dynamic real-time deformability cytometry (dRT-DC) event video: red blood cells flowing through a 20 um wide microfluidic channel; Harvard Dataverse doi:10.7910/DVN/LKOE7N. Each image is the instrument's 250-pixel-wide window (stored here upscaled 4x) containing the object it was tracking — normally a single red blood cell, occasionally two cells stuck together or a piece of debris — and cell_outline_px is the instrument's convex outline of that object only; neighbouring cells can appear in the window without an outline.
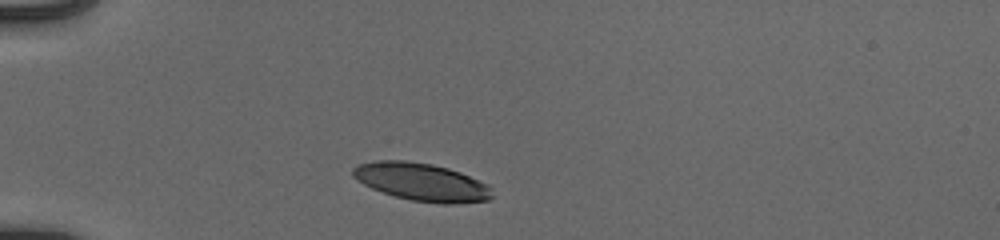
{"species": "human", "species_latin": "Homo sapiens", "temperature_condition": "cold", "stored_images_in_passage": 34, "camera_frame_rate_fps": 3000, "um_per_image_px": 0.085, "donor": {"sex": "male"}, "frame": {"image": 1, "passage_image": 1, "time_ms": 0.0, "image_size_px": [1000, 240], "cell_outline_px": [[492, 196], [488, 200], [452, 204], [444, 204], [412, 200], [396, 196], [372, 188], [364, 184], [352, 176], [352, 168], [360, 164], [376, 160], [404, 160], [432, 164], [448, 168], [460, 172], [488, 184], [492, 188]], "centroid_in_image_um": [35.85, 15.46], "position_along_channel_um": 49.1, "area_um2": 30.52}}
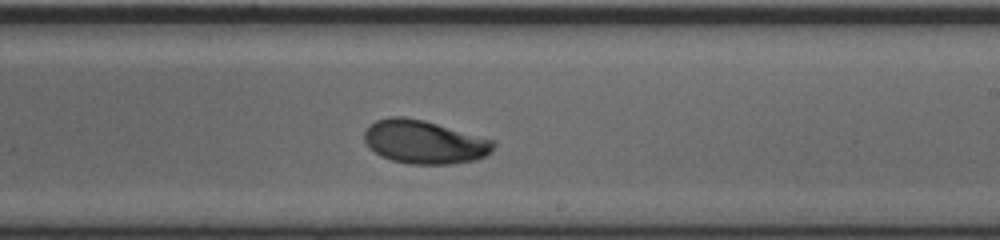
{"frame": {"image": 2, "passage_image": 19, "time_ms": 6.0, "image_size_px": [1000, 240], "cell_outline_px": [[496, 144], [492, 152], [476, 160], [452, 164], [408, 164], [392, 160], [380, 156], [368, 148], [364, 140], [364, 132], [368, 124], [376, 120], [388, 116], [400, 116], [424, 120], [496, 140]], "centroid_in_image_um": [36.06, 12.06], "position_along_channel_um": 252.9, "area_um2": 33.18}}
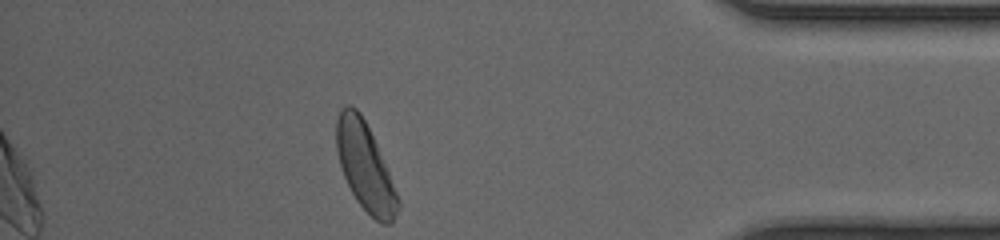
{"frame": {"image": 3, "passage_image": 33, "time_ms": 10.667, "image_size_px": [1000, 240], "cell_outline_px": [[400, 208], [392, 224], [380, 224], [356, 200], [344, 176], [340, 164], [336, 148], [336, 120], [340, 108], [348, 104], [352, 104], [360, 112], [376, 144], [400, 200]], "centroid_in_image_um": [31.03, 14.17], "position_along_channel_um": 404.2, "area_um2": 31.1}, "authors_computed_cell_mechanics": {"area_um2": 31.79, "velocity_mm_per_s": 3.9166, "shape_relaxation_time_tau1_ms": 2.3438, "shape_relaxation_time_tau2_ms": 4.9181, "deformation_change_tau1": 0.1513, "deformation_change_tau2": 0.0948}}